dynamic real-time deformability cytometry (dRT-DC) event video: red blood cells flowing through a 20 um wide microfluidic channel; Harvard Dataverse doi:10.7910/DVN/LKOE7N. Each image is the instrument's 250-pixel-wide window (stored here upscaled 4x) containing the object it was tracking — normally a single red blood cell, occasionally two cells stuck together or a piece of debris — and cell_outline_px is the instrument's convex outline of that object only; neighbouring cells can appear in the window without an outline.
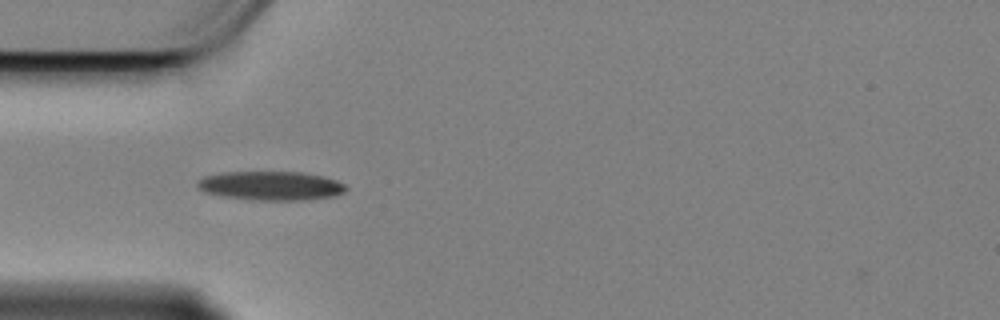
{"species": "Egyptian fruit bat (a non-hibernating species)", "species_latin": "Rousettus aegyptiacus", "temperature_condition": "cold", "stored_images_in_passage": 16, "camera_frame_rate_fps": 3000, "um_per_image_px": 0.085, "animal": {"sex": "female"}, "frame": {"image": 1, "passage_image": 1, "time_ms": 0.0, "image_size_px": [1000, 320], "cell_outline_px": [[348, 188], [344, 192], [332, 196], [300, 200], [256, 200], [224, 196], [204, 192], [196, 184], [204, 176], [224, 172], [300, 172], [324, 176], [336, 180], [344, 184]], "centroid_in_image_um": [23.04, 15.78], "position_along_channel_um": 62.0, "area_um2": 24.85}}
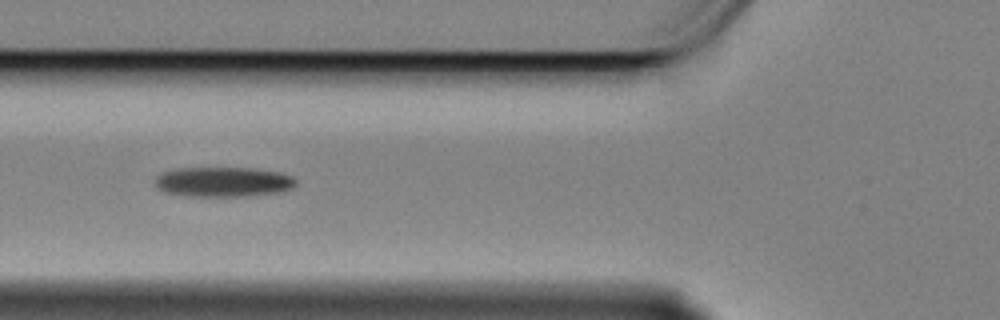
{"frame": {"image": 2, "passage_image": 5, "time_ms": 1.333, "image_size_px": [1000, 320], "cell_outline_px": [[296, 184], [292, 188], [284, 192], [248, 196], [184, 196], [164, 192], [156, 188], [156, 176], [164, 172], [176, 168], [252, 168], [280, 172], [292, 176], [296, 180]], "centroid_in_image_um": [19.0, 15.47], "position_along_channel_um": 106.8, "area_um2": 24.8}}
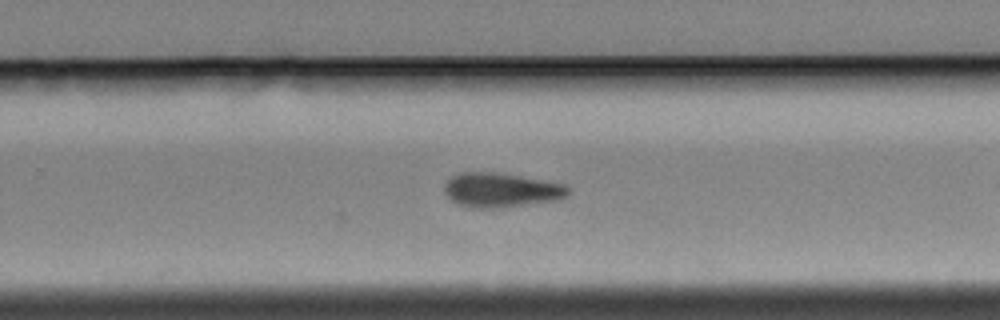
{"frame": {"image": 3, "passage_image": 14, "time_ms": 4.333, "image_size_px": [1000, 320], "cell_outline_px": [[572, 188], [568, 196], [560, 200], [496, 208], [468, 208], [456, 204], [444, 192], [444, 184], [452, 176], [460, 172], [492, 172], [520, 176], [564, 184]], "centroid_in_image_um": [42.6, 16.17], "position_along_channel_um": 287.2, "area_um2": 25.03}}